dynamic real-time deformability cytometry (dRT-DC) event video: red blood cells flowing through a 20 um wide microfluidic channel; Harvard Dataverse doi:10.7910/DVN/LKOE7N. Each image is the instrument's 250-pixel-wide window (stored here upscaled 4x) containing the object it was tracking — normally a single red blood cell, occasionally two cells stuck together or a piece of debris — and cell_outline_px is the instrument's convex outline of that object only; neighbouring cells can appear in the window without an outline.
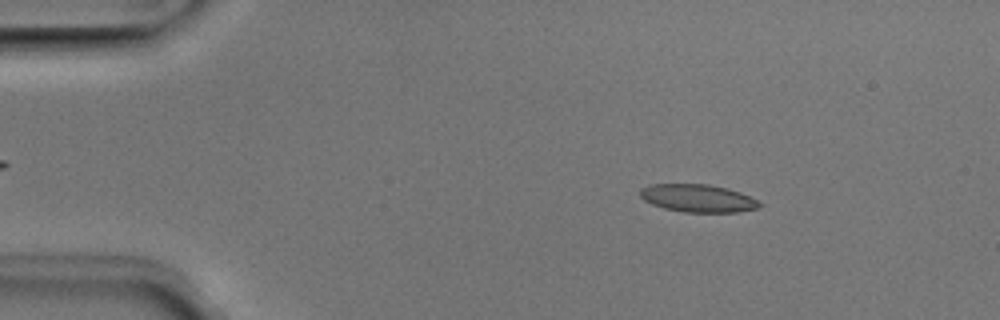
{"species": "Egyptian fruit bat (a non-hibernating species)", "species_latin": "Rousettus aegyptiacus", "temperature_condition": "room temperature", "stored_images_in_passage": 50, "camera_frame_rate_fps": 3000, "um_per_image_px": 0.085, "animal": {"sex": "male"}, "frame": {"image": 1, "passage_image": 7, "time_ms": 2.0, "image_size_px": [1000, 320], "cell_outline_px": [[764, 204], [760, 208], [740, 212], [684, 212], [664, 208], [652, 204], [644, 200], [640, 196], [640, 188], [652, 184], [708, 184], [728, 188], [740, 192]], "centroid_in_image_um": [59.34, 16.85], "position_along_channel_um": 25.7, "area_um2": 19.42}}
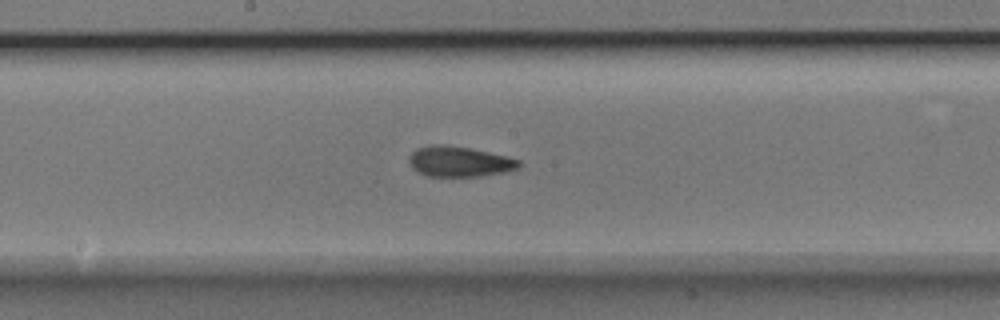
{"frame": {"image": 2, "passage_image": 26, "time_ms": 8.333, "image_size_px": [1000, 320], "cell_outline_px": [[520, 168], [504, 172], [480, 176], [428, 176], [412, 168], [408, 164], [408, 156], [416, 148], [432, 144], [444, 144], [468, 148], [508, 156], [520, 160]], "centroid_in_image_um": [39.02, 13.72], "position_along_channel_um": 209.2, "area_um2": 19.54}}
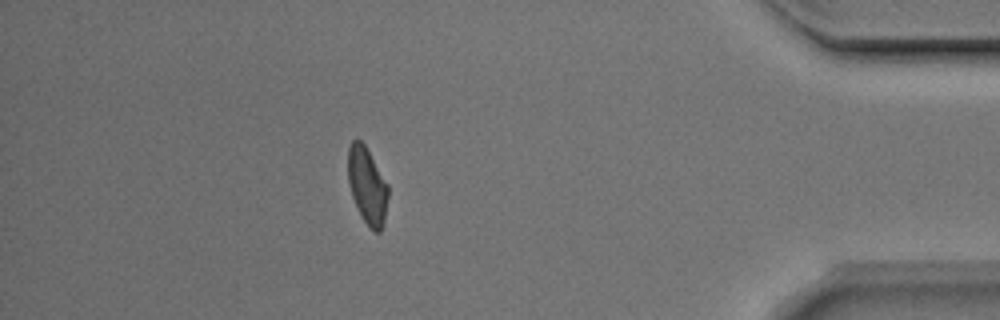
{"frame": {"image": 3, "passage_image": 44, "time_ms": 14.333, "image_size_px": [1000, 320], "cell_outline_px": [[388, 196], [384, 224], [380, 232], [376, 232], [364, 220], [352, 196], [348, 180], [348, 148], [352, 140], [360, 140], [364, 144], [388, 184]], "centroid_in_image_um": [31.22, 15.76], "position_along_channel_um": 404.0, "area_um2": 17.63}, "authors_computed_cell_mechanics": {"area_um2": 19.074, "velocity_mm_per_s": 3.9771, "shape_relaxation_time_tau1_ms": 4.7197, "shape_relaxation_time_tau2_ms": 2.6638, "deformation_change_tau1": 0.1582, "deformation_change_tau2": 0.0901}}